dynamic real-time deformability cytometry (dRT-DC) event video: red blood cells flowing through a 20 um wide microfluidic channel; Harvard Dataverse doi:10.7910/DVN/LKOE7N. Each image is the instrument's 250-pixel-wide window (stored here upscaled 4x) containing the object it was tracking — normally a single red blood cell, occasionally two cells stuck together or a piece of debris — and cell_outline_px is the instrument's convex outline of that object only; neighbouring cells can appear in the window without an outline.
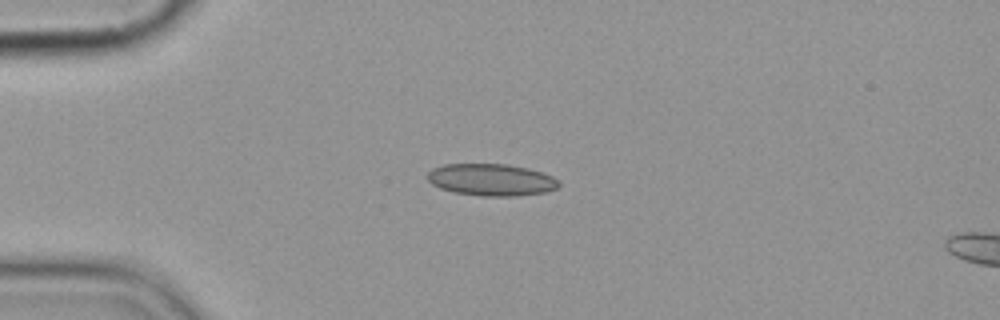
{"species": "common noctule bat (a hibernating species)", "species_latin": "Nyctalus noctula", "temperature_condition": "cold", "stored_images_in_passage": 5, "camera_frame_rate_fps": 3000, "um_per_image_px": 0.085, "animal": {"sex": "female", "body_mass_g": 19.9}, "frame": {"image": 1, "passage_image": 3, "time_ms": 2.333, "image_size_px": [1000, 320], "cell_outline_px": [[560, 184], [556, 188], [544, 192], [516, 196], [484, 196], [456, 192], [440, 188], [432, 184], [428, 180], [428, 172], [432, 168], [444, 164], [508, 164], [528, 168], [552, 176]], "centroid_in_image_um": [41.74, 15.27], "position_along_channel_um": 43.3, "area_um2": 24.28}}